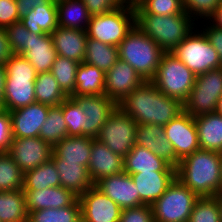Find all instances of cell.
I'll list each match as a JSON object with an SVG mask.
<instances>
[{"label": "cell", "mask_w": 222, "mask_h": 222, "mask_svg": "<svg viewBox=\"0 0 222 222\" xmlns=\"http://www.w3.org/2000/svg\"><path fill=\"white\" fill-rule=\"evenodd\" d=\"M124 172V158L111 151L97 138L92 141V150L88 164L90 179L95 185L99 180Z\"/></svg>", "instance_id": "d6986e66"}, {"label": "cell", "mask_w": 222, "mask_h": 222, "mask_svg": "<svg viewBox=\"0 0 222 222\" xmlns=\"http://www.w3.org/2000/svg\"><path fill=\"white\" fill-rule=\"evenodd\" d=\"M24 173L7 152H0V191L22 190Z\"/></svg>", "instance_id": "f35d334b"}, {"label": "cell", "mask_w": 222, "mask_h": 222, "mask_svg": "<svg viewBox=\"0 0 222 222\" xmlns=\"http://www.w3.org/2000/svg\"><path fill=\"white\" fill-rule=\"evenodd\" d=\"M7 153L25 173L51 160L53 147L40 137L13 138Z\"/></svg>", "instance_id": "5bb4252c"}, {"label": "cell", "mask_w": 222, "mask_h": 222, "mask_svg": "<svg viewBox=\"0 0 222 222\" xmlns=\"http://www.w3.org/2000/svg\"><path fill=\"white\" fill-rule=\"evenodd\" d=\"M56 5L59 27L87 30L91 14L83 0H67Z\"/></svg>", "instance_id": "4dcf8cb0"}, {"label": "cell", "mask_w": 222, "mask_h": 222, "mask_svg": "<svg viewBox=\"0 0 222 222\" xmlns=\"http://www.w3.org/2000/svg\"><path fill=\"white\" fill-rule=\"evenodd\" d=\"M200 149L222 152V116L216 112L194 118Z\"/></svg>", "instance_id": "83f0119b"}, {"label": "cell", "mask_w": 222, "mask_h": 222, "mask_svg": "<svg viewBox=\"0 0 222 222\" xmlns=\"http://www.w3.org/2000/svg\"><path fill=\"white\" fill-rule=\"evenodd\" d=\"M218 206H219L220 215H221V222H222V194L218 195Z\"/></svg>", "instance_id": "9f6ffc18"}, {"label": "cell", "mask_w": 222, "mask_h": 222, "mask_svg": "<svg viewBox=\"0 0 222 222\" xmlns=\"http://www.w3.org/2000/svg\"><path fill=\"white\" fill-rule=\"evenodd\" d=\"M220 3L221 0H182L184 11L190 15L194 21L195 19L197 21V19L201 17L203 19L205 18L204 20L211 19L216 13ZM198 16H200V18Z\"/></svg>", "instance_id": "7bdbcfd3"}, {"label": "cell", "mask_w": 222, "mask_h": 222, "mask_svg": "<svg viewBox=\"0 0 222 222\" xmlns=\"http://www.w3.org/2000/svg\"><path fill=\"white\" fill-rule=\"evenodd\" d=\"M164 52L136 25L118 45L119 59L129 63L145 81L154 77Z\"/></svg>", "instance_id": "5b68a950"}, {"label": "cell", "mask_w": 222, "mask_h": 222, "mask_svg": "<svg viewBox=\"0 0 222 222\" xmlns=\"http://www.w3.org/2000/svg\"><path fill=\"white\" fill-rule=\"evenodd\" d=\"M22 56L30 62L37 73L50 71L57 57L52 35L30 32L27 52Z\"/></svg>", "instance_id": "cb8c5ba5"}, {"label": "cell", "mask_w": 222, "mask_h": 222, "mask_svg": "<svg viewBox=\"0 0 222 222\" xmlns=\"http://www.w3.org/2000/svg\"><path fill=\"white\" fill-rule=\"evenodd\" d=\"M140 199L152 205L168 189L176 178V172H141L130 175Z\"/></svg>", "instance_id": "603a6c76"}, {"label": "cell", "mask_w": 222, "mask_h": 222, "mask_svg": "<svg viewBox=\"0 0 222 222\" xmlns=\"http://www.w3.org/2000/svg\"><path fill=\"white\" fill-rule=\"evenodd\" d=\"M20 23L32 33L51 34L58 27L57 5L50 0L45 6L29 11Z\"/></svg>", "instance_id": "f546056e"}, {"label": "cell", "mask_w": 222, "mask_h": 222, "mask_svg": "<svg viewBox=\"0 0 222 222\" xmlns=\"http://www.w3.org/2000/svg\"><path fill=\"white\" fill-rule=\"evenodd\" d=\"M6 68L5 65H0V109H3V93L5 87Z\"/></svg>", "instance_id": "f5cc1de1"}, {"label": "cell", "mask_w": 222, "mask_h": 222, "mask_svg": "<svg viewBox=\"0 0 222 222\" xmlns=\"http://www.w3.org/2000/svg\"><path fill=\"white\" fill-rule=\"evenodd\" d=\"M144 81L129 63L118 59L113 67L106 72L104 94L119 104Z\"/></svg>", "instance_id": "9a60e30c"}, {"label": "cell", "mask_w": 222, "mask_h": 222, "mask_svg": "<svg viewBox=\"0 0 222 222\" xmlns=\"http://www.w3.org/2000/svg\"><path fill=\"white\" fill-rule=\"evenodd\" d=\"M117 106L138 125L165 126L183 111V104L159 91L151 81H144Z\"/></svg>", "instance_id": "6da1fadb"}, {"label": "cell", "mask_w": 222, "mask_h": 222, "mask_svg": "<svg viewBox=\"0 0 222 222\" xmlns=\"http://www.w3.org/2000/svg\"><path fill=\"white\" fill-rule=\"evenodd\" d=\"M217 114L222 116V96L219 99L218 103H217V107H216V111Z\"/></svg>", "instance_id": "11a10c76"}, {"label": "cell", "mask_w": 222, "mask_h": 222, "mask_svg": "<svg viewBox=\"0 0 222 222\" xmlns=\"http://www.w3.org/2000/svg\"><path fill=\"white\" fill-rule=\"evenodd\" d=\"M13 55L5 29H0V65H5Z\"/></svg>", "instance_id": "816d5d0a"}, {"label": "cell", "mask_w": 222, "mask_h": 222, "mask_svg": "<svg viewBox=\"0 0 222 222\" xmlns=\"http://www.w3.org/2000/svg\"><path fill=\"white\" fill-rule=\"evenodd\" d=\"M135 25L165 52H172L194 30L196 24L184 11L170 16L135 14Z\"/></svg>", "instance_id": "3957f363"}, {"label": "cell", "mask_w": 222, "mask_h": 222, "mask_svg": "<svg viewBox=\"0 0 222 222\" xmlns=\"http://www.w3.org/2000/svg\"><path fill=\"white\" fill-rule=\"evenodd\" d=\"M13 54L23 55L27 52L30 31L20 22L5 28Z\"/></svg>", "instance_id": "ee69618b"}, {"label": "cell", "mask_w": 222, "mask_h": 222, "mask_svg": "<svg viewBox=\"0 0 222 222\" xmlns=\"http://www.w3.org/2000/svg\"><path fill=\"white\" fill-rule=\"evenodd\" d=\"M50 0H16L19 19L24 18L29 11L36 7L45 6Z\"/></svg>", "instance_id": "f907efd6"}, {"label": "cell", "mask_w": 222, "mask_h": 222, "mask_svg": "<svg viewBox=\"0 0 222 222\" xmlns=\"http://www.w3.org/2000/svg\"><path fill=\"white\" fill-rule=\"evenodd\" d=\"M51 160L54 162L59 173L60 186L71 190L78 197L94 185L90 179L87 166L78 165V163L63 162L54 153Z\"/></svg>", "instance_id": "484cf974"}, {"label": "cell", "mask_w": 222, "mask_h": 222, "mask_svg": "<svg viewBox=\"0 0 222 222\" xmlns=\"http://www.w3.org/2000/svg\"><path fill=\"white\" fill-rule=\"evenodd\" d=\"M195 78L196 75L172 52H164L150 81L159 91L183 104L194 87Z\"/></svg>", "instance_id": "8992f818"}, {"label": "cell", "mask_w": 222, "mask_h": 222, "mask_svg": "<svg viewBox=\"0 0 222 222\" xmlns=\"http://www.w3.org/2000/svg\"><path fill=\"white\" fill-rule=\"evenodd\" d=\"M153 171L176 172V168L171 166L163 158L155 155L149 149L135 144L124 157V172L131 175Z\"/></svg>", "instance_id": "d4e9b609"}, {"label": "cell", "mask_w": 222, "mask_h": 222, "mask_svg": "<svg viewBox=\"0 0 222 222\" xmlns=\"http://www.w3.org/2000/svg\"><path fill=\"white\" fill-rule=\"evenodd\" d=\"M23 190L0 191V222H27Z\"/></svg>", "instance_id": "1f68e13d"}, {"label": "cell", "mask_w": 222, "mask_h": 222, "mask_svg": "<svg viewBox=\"0 0 222 222\" xmlns=\"http://www.w3.org/2000/svg\"><path fill=\"white\" fill-rule=\"evenodd\" d=\"M83 2L91 16L106 14L124 4L121 0H83Z\"/></svg>", "instance_id": "c3c4849f"}, {"label": "cell", "mask_w": 222, "mask_h": 222, "mask_svg": "<svg viewBox=\"0 0 222 222\" xmlns=\"http://www.w3.org/2000/svg\"><path fill=\"white\" fill-rule=\"evenodd\" d=\"M106 73L97 67L82 62L76 71V88L71 96L102 95L105 89Z\"/></svg>", "instance_id": "f1b7e54d"}, {"label": "cell", "mask_w": 222, "mask_h": 222, "mask_svg": "<svg viewBox=\"0 0 222 222\" xmlns=\"http://www.w3.org/2000/svg\"><path fill=\"white\" fill-rule=\"evenodd\" d=\"M23 191L27 213L48 208L71 206L78 200L76 194L61 186Z\"/></svg>", "instance_id": "44dd1931"}, {"label": "cell", "mask_w": 222, "mask_h": 222, "mask_svg": "<svg viewBox=\"0 0 222 222\" xmlns=\"http://www.w3.org/2000/svg\"><path fill=\"white\" fill-rule=\"evenodd\" d=\"M52 2H54L55 4L59 3V2H63V1H67V0H51Z\"/></svg>", "instance_id": "91938a15"}, {"label": "cell", "mask_w": 222, "mask_h": 222, "mask_svg": "<svg viewBox=\"0 0 222 222\" xmlns=\"http://www.w3.org/2000/svg\"><path fill=\"white\" fill-rule=\"evenodd\" d=\"M118 59V46L87 38L86 54L83 62L91 64L106 73Z\"/></svg>", "instance_id": "d6a6232c"}, {"label": "cell", "mask_w": 222, "mask_h": 222, "mask_svg": "<svg viewBox=\"0 0 222 222\" xmlns=\"http://www.w3.org/2000/svg\"><path fill=\"white\" fill-rule=\"evenodd\" d=\"M134 25V7L123 4L106 14L91 16L86 31L89 38L118 46Z\"/></svg>", "instance_id": "52a82bcc"}, {"label": "cell", "mask_w": 222, "mask_h": 222, "mask_svg": "<svg viewBox=\"0 0 222 222\" xmlns=\"http://www.w3.org/2000/svg\"><path fill=\"white\" fill-rule=\"evenodd\" d=\"M60 186V177L52 160L24 173L22 190H43Z\"/></svg>", "instance_id": "836d02e7"}, {"label": "cell", "mask_w": 222, "mask_h": 222, "mask_svg": "<svg viewBox=\"0 0 222 222\" xmlns=\"http://www.w3.org/2000/svg\"><path fill=\"white\" fill-rule=\"evenodd\" d=\"M221 163H220V170H221V179H220V194H222V152L220 153Z\"/></svg>", "instance_id": "6f0895ef"}, {"label": "cell", "mask_w": 222, "mask_h": 222, "mask_svg": "<svg viewBox=\"0 0 222 222\" xmlns=\"http://www.w3.org/2000/svg\"><path fill=\"white\" fill-rule=\"evenodd\" d=\"M222 96V67L197 75L183 110L193 118L213 113Z\"/></svg>", "instance_id": "30bf717a"}, {"label": "cell", "mask_w": 222, "mask_h": 222, "mask_svg": "<svg viewBox=\"0 0 222 222\" xmlns=\"http://www.w3.org/2000/svg\"><path fill=\"white\" fill-rule=\"evenodd\" d=\"M220 153L198 149L179 161L176 178L198 197L220 194Z\"/></svg>", "instance_id": "7a4b0ae2"}, {"label": "cell", "mask_w": 222, "mask_h": 222, "mask_svg": "<svg viewBox=\"0 0 222 222\" xmlns=\"http://www.w3.org/2000/svg\"><path fill=\"white\" fill-rule=\"evenodd\" d=\"M137 125L136 121L117 106L96 138L124 158L135 145Z\"/></svg>", "instance_id": "8fae6325"}, {"label": "cell", "mask_w": 222, "mask_h": 222, "mask_svg": "<svg viewBox=\"0 0 222 222\" xmlns=\"http://www.w3.org/2000/svg\"><path fill=\"white\" fill-rule=\"evenodd\" d=\"M51 35L57 55L79 63L84 61L87 31L58 26Z\"/></svg>", "instance_id": "7402d4cb"}, {"label": "cell", "mask_w": 222, "mask_h": 222, "mask_svg": "<svg viewBox=\"0 0 222 222\" xmlns=\"http://www.w3.org/2000/svg\"><path fill=\"white\" fill-rule=\"evenodd\" d=\"M141 1H143V0H129V5L135 7V6H137Z\"/></svg>", "instance_id": "680465c9"}, {"label": "cell", "mask_w": 222, "mask_h": 222, "mask_svg": "<svg viewBox=\"0 0 222 222\" xmlns=\"http://www.w3.org/2000/svg\"><path fill=\"white\" fill-rule=\"evenodd\" d=\"M68 128V136H86V116L72 98L67 97L60 105Z\"/></svg>", "instance_id": "ab89813d"}, {"label": "cell", "mask_w": 222, "mask_h": 222, "mask_svg": "<svg viewBox=\"0 0 222 222\" xmlns=\"http://www.w3.org/2000/svg\"><path fill=\"white\" fill-rule=\"evenodd\" d=\"M135 14L170 16L183 13L182 0H143L134 7Z\"/></svg>", "instance_id": "b9f144b4"}, {"label": "cell", "mask_w": 222, "mask_h": 222, "mask_svg": "<svg viewBox=\"0 0 222 222\" xmlns=\"http://www.w3.org/2000/svg\"><path fill=\"white\" fill-rule=\"evenodd\" d=\"M135 144L149 149L175 168L179 164L174 149L165 136L164 126L156 124L137 125Z\"/></svg>", "instance_id": "ffe728a7"}, {"label": "cell", "mask_w": 222, "mask_h": 222, "mask_svg": "<svg viewBox=\"0 0 222 222\" xmlns=\"http://www.w3.org/2000/svg\"><path fill=\"white\" fill-rule=\"evenodd\" d=\"M28 222H81L79 200L71 206L29 212Z\"/></svg>", "instance_id": "8d00e7d4"}, {"label": "cell", "mask_w": 222, "mask_h": 222, "mask_svg": "<svg viewBox=\"0 0 222 222\" xmlns=\"http://www.w3.org/2000/svg\"><path fill=\"white\" fill-rule=\"evenodd\" d=\"M164 133L179 161L200 149L194 118L184 110L164 126Z\"/></svg>", "instance_id": "7c38bea8"}, {"label": "cell", "mask_w": 222, "mask_h": 222, "mask_svg": "<svg viewBox=\"0 0 222 222\" xmlns=\"http://www.w3.org/2000/svg\"><path fill=\"white\" fill-rule=\"evenodd\" d=\"M119 222H154L152 206L144 204L122 209Z\"/></svg>", "instance_id": "f6af8a7d"}, {"label": "cell", "mask_w": 222, "mask_h": 222, "mask_svg": "<svg viewBox=\"0 0 222 222\" xmlns=\"http://www.w3.org/2000/svg\"><path fill=\"white\" fill-rule=\"evenodd\" d=\"M188 222H221L218 195L199 197L194 204Z\"/></svg>", "instance_id": "60d3db41"}, {"label": "cell", "mask_w": 222, "mask_h": 222, "mask_svg": "<svg viewBox=\"0 0 222 222\" xmlns=\"http://www.w3.org/2000/svg\"><path fill=\"white\" fill-rule=\"evenodd\" d=\"M211 25V26H210ZM209 26L202 28L210 44L215 48L222 64V28L210 22Z\"/></svg>", "instance_id": "681fc988"}, {"label": "cell", "mask_w": 222, "mask_h": 222, "mask_svg": "<svg viewBox=\"0 0 222 222\" xmlns=\"http://www.w3.org/2000/svg\"><path fill=\"white\" fill-rule=\"evenodd\" d=\"M80 63L57 55L50 72L55 77L62 91L70 97L76 88L75 78Z\"/></svg>", "instance_id": "74e56055"}, {"label": "cell", "mask_w": 222, "mask_h": 222, "mask_svg": "<svg viewBox=\"0 0 222 222\" xmlns=\"http://www.w3.org/2000/svg\"><path fill=\"white\" fill-rule=\"evenodd\" d=\"M211 22L219 28H222V1L214 14V16L210 19Z\"/></svg>", "instance_id": "db71d44e"}, {"label": "cell", "mask_w": 222, "mask_h": 222, "mask_svg": "<svg viewBox=\"0 0 222 222\" xmlns=\"http://www.w3.org/2000/svg\"><path fill=\"white\" fill-rule=\"evenodd\" d=\"M172 53L196 76L222 67L217 51L199 29L192 30Z\"/></svg>", "instance_id": "ba28073f"}, {"label": "cell", "mask_w": 222, "mask_h": 222, "mask_svg": "<svg viewBox=\"0 0 222 222\" xmlns=\"http://www.w3.org/2000/svg\"><path fill=\"white\" fill-rule=\"evenodd\" d=\"M12 140L10 112L0 109V152H7L10 149Z\"/></svg>", "instance_id": "7dc6e473"}, {"label": "cell", "mask_w": 222, "mask_h": 222, "mask_svg": "<svg viewBox=\"0 0 222 222\" xmlns=\"http://www.w3.org/2000/svg\"><path fill=\"white\" fill-rule=\"evenodd\" d=\"M51 106L33 103L10 112L13 138L39 137Z\"/></svg>", "instance_id": "ac0fdd59"}, {"label": "cell", "mask_w": 222, "mask_h": 222, "mask_svg": "<svg viewBox=\"0 0 222 222\" xmlns=\"http://www.w3.org/2000/svg\"><path fill=\"white\" fill-rule=\"evenodd\" d=\"M20 22L16 0H0V29Z\"/></svg>", "instance_id": "bcb514c9"}, {"label": "cell", "mask_w": 222, "mask_h": 222, "mask_svg": "<svg viewBox=\"0 0 222 222\" xmlns=\"http://www.w3.org/2000/svg\"><path fill=\"white\" fill-rule=\"evenodd\" d=\"M6 78L3 109L14 111L36 102L35 80L37 72L22 55L13 54L5 63Z\"/></svg>", "instance_id": "277c9868"}, {"label": "cell", "mask_w": 222, "mask_h": 222, "mask_svg": "<svg viewBox=\"0 0 222 222\" xmlns=\"http://www.w3.org/2000/svg\"><path fill=\"white\" fill-rule=\"evenodd\" d=\"M68 136V128L60 106H51L47 117L41 126L39 137L54 147Z\"/></svg>", "instance_id": "d590c367"}, {"label": "cell", "mask_w": 222, "mask_h": 222, "mask_svg": "<svg viewBox=\"0 0 222 222\" xmlns=\"http://www.w3.org/2000/svg\"><path fill=\"white\" fill-rule=\"evenodd\" d=\"M81 222H119L122 208L95 185L78 197Z\"/></svg>", "instance_id": "4fadbf2b"}, {"label": "cell", "mask_w": 222, "mask_h": 222, "mask_svg": "<svg viewBox=\"0 0 222 222\" xmlns=\"http://www.w3.org/2000/svg\"><path fill=\"white\" fill-rule=\"evenodd\" d=\"M67 97L50 71L37 74L35 80V99L37 103L59 106Z\"/></svg>", "instance_id": "e575fe53"}, {"label": "cell", "mask_w": 222, "mask_h": 222, "mask_svg": "<svg viewBox=\"0 0 222 222\" xmlns=\"http://www.w3.org/2000/svg\"><path fill=\"white\" fill-rule=\"evenodd\" d=\"M93 139L88 136H66L53 147V153L63 162L88 167Z\"/></svg>", "instance_id": "4316f807"}, {"label": "cell", "mask_w": 222, "mask_h": 222, "mask_svg": "<svg viewBox=\"0 0 222 222\" xmlns=\"http://www.w3.org/2000/svg\"><path fill=\"white\" fill-rule=\"evenodd\" d=\"M95 186L122 209L144 205L131 176L122 172L99 180Z\"/></svg>", "instance_id": "e0dca14e"}, {"label": "cell", "mask_w": 222, "mask_h": 222, "mask_svg": "<svg viewBox=\"0 0 222 222\" xmlns=\"http://www.w3.org/2000/svg\"><path fill=\"white\" fill-rule=\"evenodd\" d=\"M198 196L177 178L151 206L154 222H188Z\"/></svg>", "instance_id": "9c48e42d"}, {"label": "cell", "mask_w": 222, "mask_h": 222, "mask_svg": "<svg viewBox=\"0 0 222 222\" xmlns=\"http://www.w3.org/2000/svg\"><path fill=\"white\" fill-rule=\"evenodd\" d=\"M72 97L83 109L87 118L86 136L96 138L117 104L105 94L102 95H80Z\"/></svg>", "instance_id": "2e32d148"}, {"label": "cell", "mask_w": 222, "mask_h": 222, "mask_svg": "<svg viewBox=\"0 0 222 222\" xmlns=\"http://www.w3.org/2000/svg\"><path fill=\"white\" fill-rule=\"evenodd\" d=\"M124 4L129 5V0H121Z\"/></svg>", "instance_id": "94428289"}]
</instances>
